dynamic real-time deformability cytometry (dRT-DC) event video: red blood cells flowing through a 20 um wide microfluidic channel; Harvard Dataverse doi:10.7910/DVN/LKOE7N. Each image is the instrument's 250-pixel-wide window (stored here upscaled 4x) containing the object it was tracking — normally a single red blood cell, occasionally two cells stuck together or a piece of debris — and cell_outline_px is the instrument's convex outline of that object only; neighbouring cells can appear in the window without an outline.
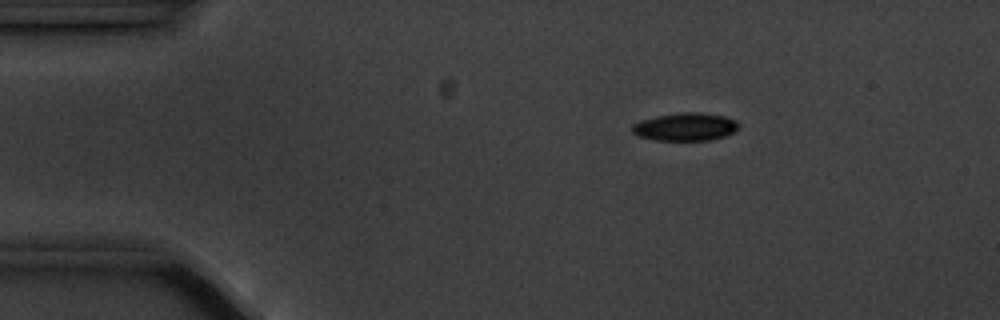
{"species": "common noctule bat (a hibernating species)", "species_latin": "Nyctalus noctula", "temperature_condition": "cold", "stored_images_in_passage": 5, "camera_frame_rate_fps": 3000, "um_per_image_px": 0.085, "animal": {"sex": "male", "body_mass_g": 20.1, "forearm_length_mm": 53.5}, "frame": {"image": 1, "passage_image": 3, "time_ms": 2.333, "image_size_px": [1000, 320], "cell_outline_px": [[736, 128], [732, 132], [724, 136], [708, 140], [656, 140], [640, 136], [632, 132], [632, 124], [656, 116], [680, 112], [700, 112], [724, 116], [736, 120]], "centroid_in_image_um": [58.23, 10.77], "position_along_channel_um": 26.8, "area_um2": 16.99}}
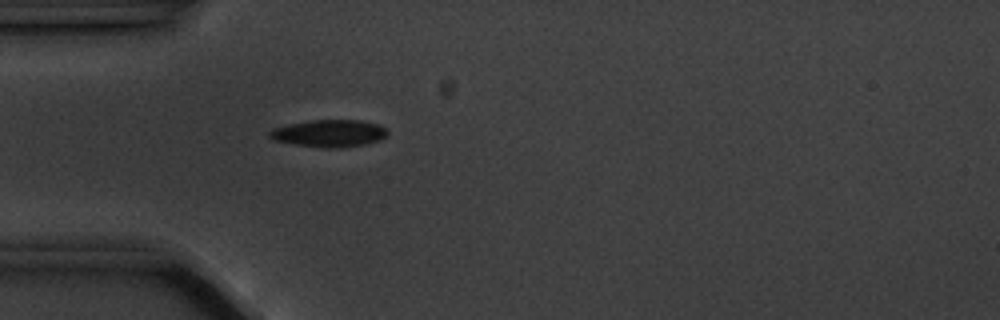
{"frame": {"image": 2, "passage_image": 5, "time_ms": 4.667, "image_size_px": [1000, 320], "cell_outline_px": [[388, 132], [380, 140], [364, 144], [340, 148], [324, 148], [296, 144], [272, 140], [268, 136], [268, 132], [272, 128], [288, 124], [312, 120], [360, 120], [380, 124], [388, 128]], "centroid_in_image_um": [27.98, 11.32], "position_along_channel_um": 57.0, "area_um2": 18.84}}